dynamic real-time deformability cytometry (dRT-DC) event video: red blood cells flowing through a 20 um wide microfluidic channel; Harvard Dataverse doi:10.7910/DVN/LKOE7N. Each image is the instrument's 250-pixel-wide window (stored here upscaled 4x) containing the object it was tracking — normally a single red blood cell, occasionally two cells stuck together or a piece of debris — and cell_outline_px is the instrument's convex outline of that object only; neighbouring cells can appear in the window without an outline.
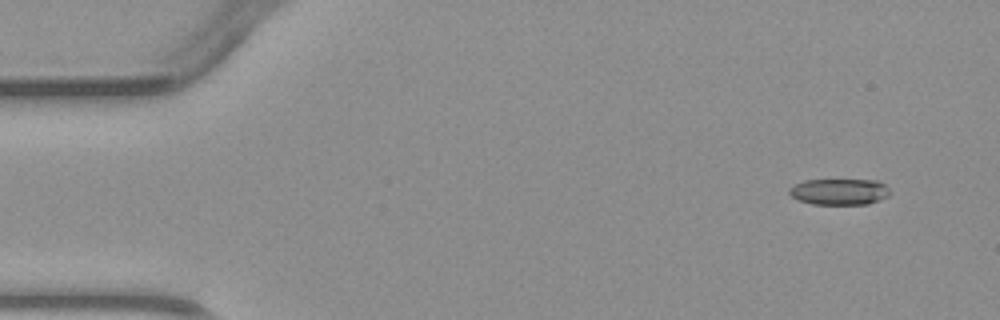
{"species": "common noctule bat (a hibernating species)", "species_latin": "Nyctalus noctula", "temperature_condition": "warm", "stored_images_in_passage": 5, "camera_frame_rate_fps": 3000, "um_per_image_px": 0.085, "animal": {"sex": "male", "body_mass_g": 23.1, "forearm_length_mm": 52.7}, "frame": {"image": 1, "passage_image": 1, "time_ms": 0.0, "image_size_px": [1000, 320], "cell_outline_px": [[888, 196], [868, 204], [812, 204], [800, 200], [792, 196], [788, 192], [788, 188], [804, 180], [876, 180], [884, 184], [888, 188]], "centroid_in_image_um": [71.32, 16.29], "position_along_channel_um": 13.7, "area_um2": 15.2}}
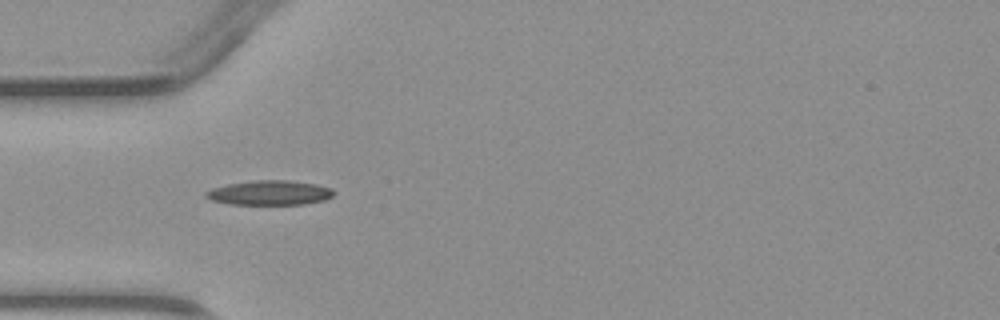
{"frame": {"image": 2, "passage_image": 4, "time_ms": 3.667, "image_size_px": [1000, 320], "cell_outline_px": [[336, 192], [332, 196], [324, 200], [304, 204], [228, 204], [212, 200], [204, 196], [204, 192], [212, 188], [228, 184], [252, 180], [288, 180], [316, 184], [332, 188]], "centroid_in_image_um": [22.92, 16.38], "position_along_channel_um": 62.1, "area_um2": 18.38}}
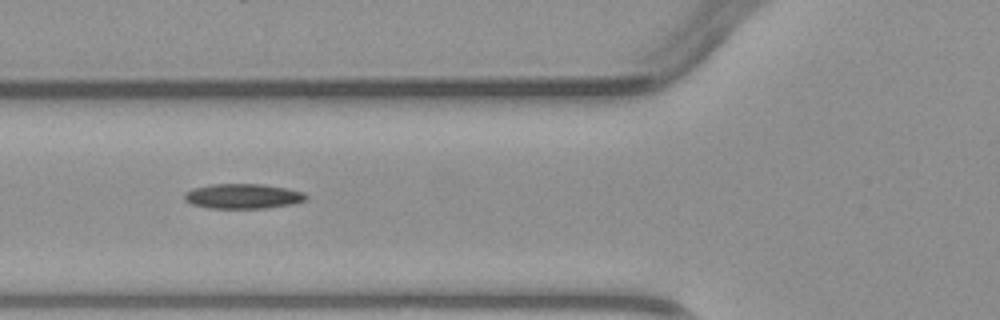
{"frame": {"image": 3, "passage_image": 5, "time_ms": 4.667, "image_size_px": [1000, 320], "cell_outline_px": [[308, 200], [292, 204], [264, 208], [208, 208], [192, 204], [184, 200], [184, 192], [192, 188], [212, 184], [264, 184], [288, 188], [304, 192], [308, 196]], "centroid_in_image_um": [20.66, 16.67], "position_along_channel_um": 105.1, "area_um2": 17.86}}